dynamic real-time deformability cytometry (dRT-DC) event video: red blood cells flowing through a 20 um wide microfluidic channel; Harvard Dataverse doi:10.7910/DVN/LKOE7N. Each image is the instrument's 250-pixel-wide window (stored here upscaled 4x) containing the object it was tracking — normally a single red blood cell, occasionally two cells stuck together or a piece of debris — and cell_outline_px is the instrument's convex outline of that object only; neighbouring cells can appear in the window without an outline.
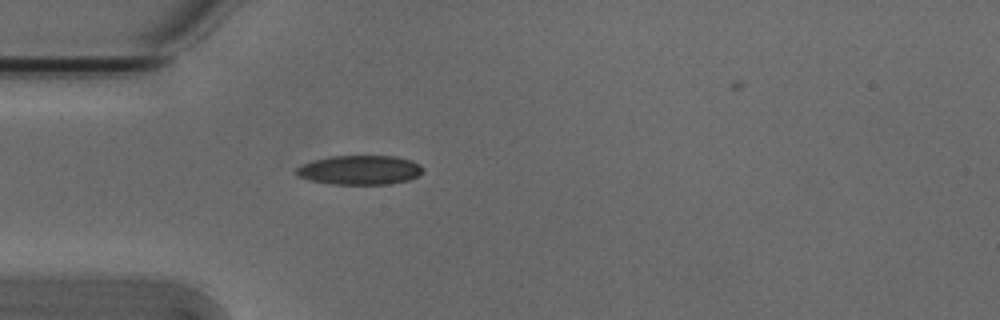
{"species": "Egyptian fruit bat (a non-hibernating species)", "species_latin": "Rousettus aegyptiacus", "temperature_condition": "cold", "stored_images_in_passage": 5, "camera_frame_rate_fps": 3000, "um_per_image_px": 0.085, "animal": {"sex": "male"}, "frame": {"image": 1, "passage_image": 5, "time_ms": 1.333, "image_size_px": [1000, 320], "cell_outline_px": [[424, 172], [408, 180], [392, 184], [332, 184], [312, 180], [296, 176], [296, 168], [304, 164], [316, 160], [332, 156], [396, 156], [412, 160], [420, 164], [424, 168]], "centroid_in_image_um": [30.64, 14.45], "position_along_channel_um": 54.4, "area_um2": 21.56}}